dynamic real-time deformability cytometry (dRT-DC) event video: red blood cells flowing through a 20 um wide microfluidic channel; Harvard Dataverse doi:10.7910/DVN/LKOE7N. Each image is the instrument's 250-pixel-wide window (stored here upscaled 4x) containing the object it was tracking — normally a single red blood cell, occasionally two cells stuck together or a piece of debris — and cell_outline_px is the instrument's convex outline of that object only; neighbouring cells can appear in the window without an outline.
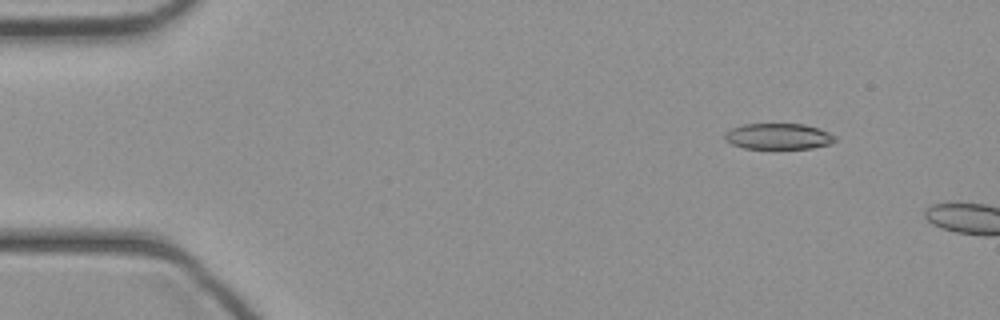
{"species": "common noctule bat (a hibernating species)", "species_latin": "Nyctalus noctula", "temperature_condition": "cold", "stored_images_in_passage": 11, "camera_frame_rate_fps": 3000, "um_per_image_px": 0.085, "animal": {"sex": "female", "body_mass_g": 21.9}, "frame": {"image": 1, "passage_image": 4, "time_ms": 1.0, "image_size_px": [1000, 320], "cell_outline_px": [[836, 140], [828, 144], [812, 148], [744, 148], [732, 144], [724, 140], [724, 132], [732, 128], [744, 124], [804, 124], [820, 128], [836, 136]], "centroid_in_image_um": [66.15, 11.58], "position_along_channel_um": 18.9, "area_um2": 16.65}}